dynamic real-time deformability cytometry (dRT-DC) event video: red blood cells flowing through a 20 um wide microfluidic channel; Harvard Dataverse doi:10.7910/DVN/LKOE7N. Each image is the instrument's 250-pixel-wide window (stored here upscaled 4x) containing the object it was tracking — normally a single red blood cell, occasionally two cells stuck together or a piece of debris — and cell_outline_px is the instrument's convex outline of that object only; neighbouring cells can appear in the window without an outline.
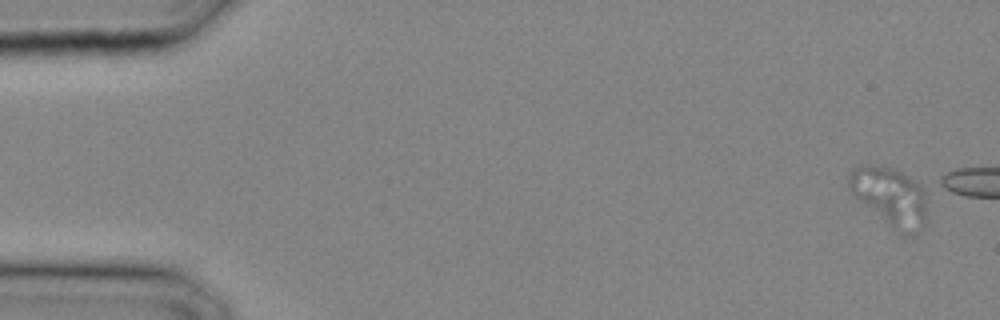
{"species": "common noctule bat (a hibernating species)", "species_latin": "Nyctalus noctula", "temperature_condition": "cold", "stored_images_in_passage": 5, "camera_frame_rate_fps": 3000, "um_per_image_px": 0.085, "animal": {"sex": "male", "body_mass_g": 20.4}, "frame": {"image": 1, "passage_image": 1, "time_ms": 0.0, "image_size_px": [1000, 320], "cell_outline_px": [[924, 220], [916, 232], [904, 236], [892, 228], [860, 200], [848, 188], [848, 180], [852, 172], [860, 164], [872, 164], [892, 168], [908, 176], [924, 188]], "centroid_in_image_um": [75.64, 16.68], "position_along_channel_um": 9.4, "area_um2": 25.84}}